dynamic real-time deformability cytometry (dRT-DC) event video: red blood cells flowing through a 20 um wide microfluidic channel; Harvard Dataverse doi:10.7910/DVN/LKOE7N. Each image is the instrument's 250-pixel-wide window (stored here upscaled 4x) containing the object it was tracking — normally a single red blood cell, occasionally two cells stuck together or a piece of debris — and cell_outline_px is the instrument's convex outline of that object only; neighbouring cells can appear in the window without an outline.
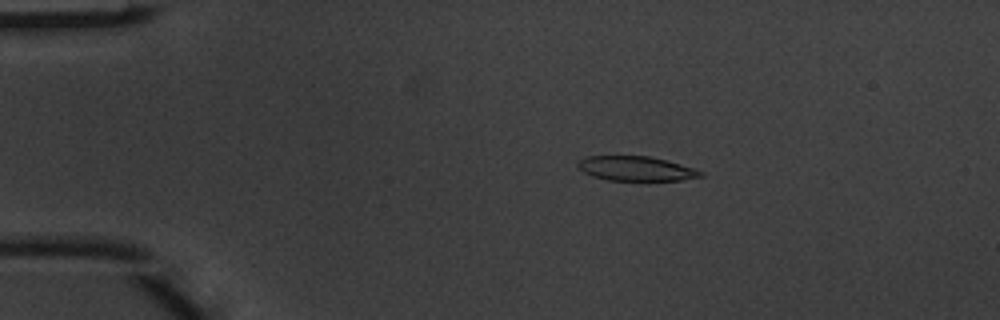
{"species": "common noctule bat (a hibernating species)", "species_latin": "Nyctalus noctula", "temperature_condition": "warm", "stored_images_in_passage": 5, "camera_frame_rate_fps": 3000, "um_per_image_px": 0.085, "animal": {"sex": "male", "body_mass_g": 20.1, "forearm_length_mm": 53.5}, "frame": {"image": 1, "passage_image": 3, "time_ms": 0.667, "image_size_px": [1000, 320], "cell_outline_px": [[704, 176], [680, 180], [608, 180], [592, 176], [584, 172], [576, 164], [580, 160], [588, 156], [648, 156], [668, 160], [704, 172]], "centroid_in_image_um": [54.07, 14.33], "position_along_channel_um": 30.9, "area_um2": 17.4}}